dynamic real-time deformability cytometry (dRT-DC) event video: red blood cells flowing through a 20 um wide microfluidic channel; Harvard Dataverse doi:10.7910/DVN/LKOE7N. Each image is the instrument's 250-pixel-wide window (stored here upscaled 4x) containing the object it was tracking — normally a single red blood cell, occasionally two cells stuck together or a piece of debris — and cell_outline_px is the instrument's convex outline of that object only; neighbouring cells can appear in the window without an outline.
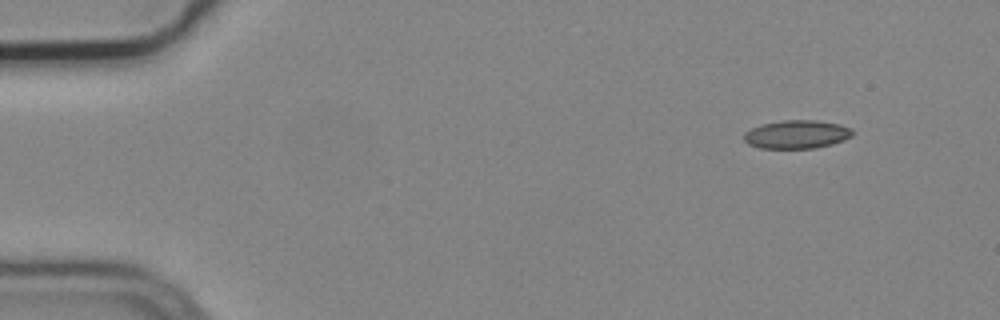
{"species": "common noctule bat (a hibernating species)", "species_latin": "Nyctalus noctula", "temperature_condition": "cold", "stored_images_in_passage": 4, "camera_frame_rate_fps": 3000, "um_per_image_px": 0.085, "animal": {"sex": "male", "body_mass_g": 19.2, "forearm_length_mm": 51.8}, "frame": {"image": 1, "passage_image": 1, "time_ms": 0.0, "image_size_px": [1000, 320], "cell_outline_px": [[856, 132], [852, 136], [844, 140], [832, 144], [816, 148], [760, 148], [748, 144], [744, 140], [744, 132], [760, 124], [784, 120], [816, 120], [840, 124], [852, 128]], "centroid_in_image_um": [67.75, 11.41], "position_along_channel_um": 17.2, "area_um2": 18.15}}